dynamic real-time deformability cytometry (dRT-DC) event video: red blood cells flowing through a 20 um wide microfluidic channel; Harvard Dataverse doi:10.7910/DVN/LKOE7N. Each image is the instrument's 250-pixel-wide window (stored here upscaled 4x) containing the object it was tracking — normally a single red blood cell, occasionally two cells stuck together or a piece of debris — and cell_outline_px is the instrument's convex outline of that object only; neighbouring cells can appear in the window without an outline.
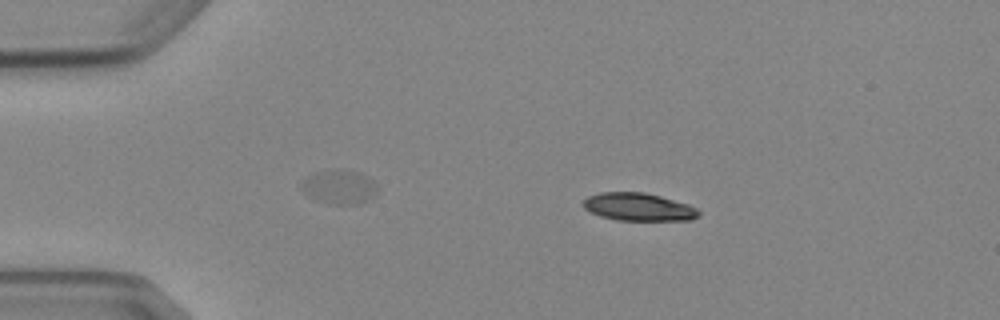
{"species": "Egyptian fruit bat (a non-hibernating species)", "species_latin": "Rousettus aegyptiacus", "temperature_condition": "cold", "stored_images_in_passage": 5, "camera_frame_rate_fps": 3000, "um_per_image_px": 0.085, "animal": {"sex": "female"}, "frame": {"image": 1, "passage_image": 2, "time_ms": 2.0, "image_size_px": [1000, 320], "cell_outline_px": [[700, 216], [692, 220], [616, 220], [600, 216], [588, 212], [584, 208], [584, 200], [588, 196], [600, 192], [644, 192], [660, 196], [688, 204], [696, 208], [700, 212]], "centroid_in_image_um": [54.27, 17.59], "position_along_channel_um": 30.7, "area_um2": 18.79}}
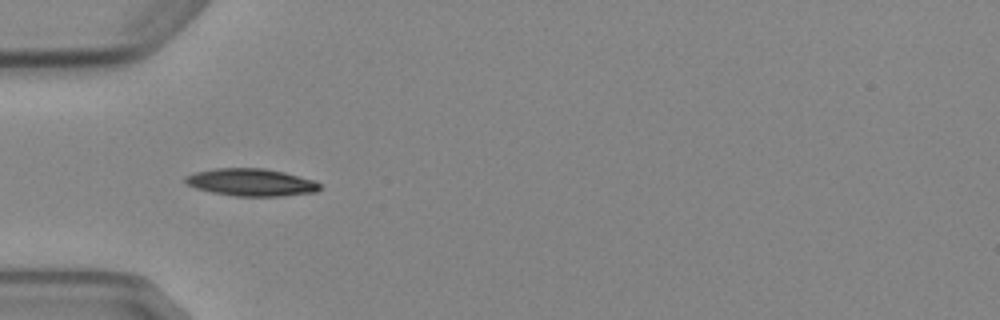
{"frame": {"image": 2, "passage_image": 4, "time_ms": 4.333, "image_size_px": [1000, 320], "cell_outline_px": [[320, 188], [316, 192], [280, 196], [236, 196], [212, 192], [196, 188], [184, 184], [184, 176], [192, 172], [212, 168], [264, 168], [284, 172], [316, 180], [320, 184]], "centroid_in_image_um": [21.3, 15.48], "position_along_channel_um": 63.7, "area_um2": 21.73}}
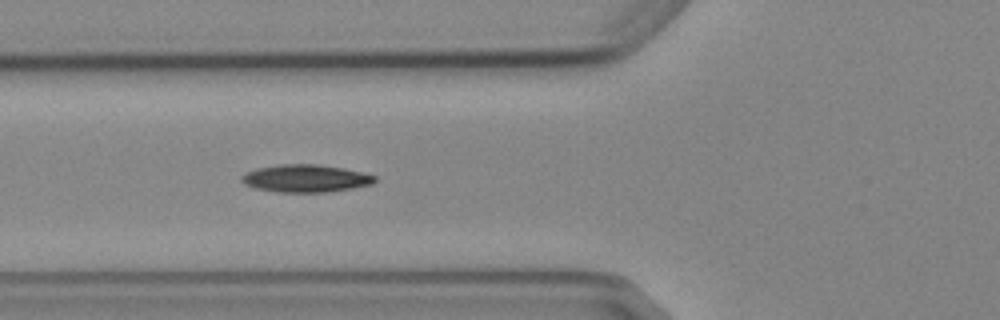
{"frame": {"image": 3, "passage_image": 5, "time_ms": 5.333, "image_size_px": [1000, 320], "cell_outline_px": [[376, 180], [372, 184], [352, 188], [328, 192], [276, 192], [256, 188], [244, 184], [240, 180], [240, 176], [256, 168], [280, 164], [316, 164], [340, 168], [360, 172], [376, 176]], "centroid_in_image_um": [25.94, 15.17], "position_along_channel_um": 99.9, "area_um2": 21.27}}